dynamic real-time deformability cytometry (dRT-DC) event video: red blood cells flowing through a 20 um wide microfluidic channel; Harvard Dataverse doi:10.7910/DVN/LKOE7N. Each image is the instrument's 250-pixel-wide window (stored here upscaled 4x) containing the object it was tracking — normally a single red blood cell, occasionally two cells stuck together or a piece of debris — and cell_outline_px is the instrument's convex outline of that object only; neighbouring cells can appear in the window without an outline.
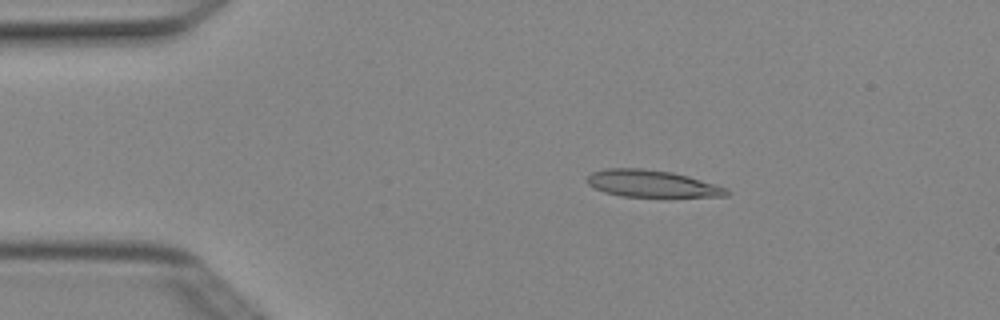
{"species": "Egyptian fruit bat (a non-hibernating species)", "species_latin": "Rousettus aegyptiacus", "temperature_condition": "cold", "stored_images_in_passage": 5, "camera_frame_rate_fps": 3000, "um_per_image_px": 0.085, "animal": {"sex": "female"}, "frame": {"image": 1, "passage_image": 3, "time_ms": 0.667, "image_size_px": [1000, 320], "cell_outline_px": [[732, 192], [728, 196], [620, 196], [604, 192], [588, 184], [584, 180], [592, 172], [604, 168], [644, 168], [672, 172], [688, 176], [728, 188]], "centroid_in_image_um": [55.39, 15.6], "position_along_channel_um": 29.6, "area_um2": 21.91}}
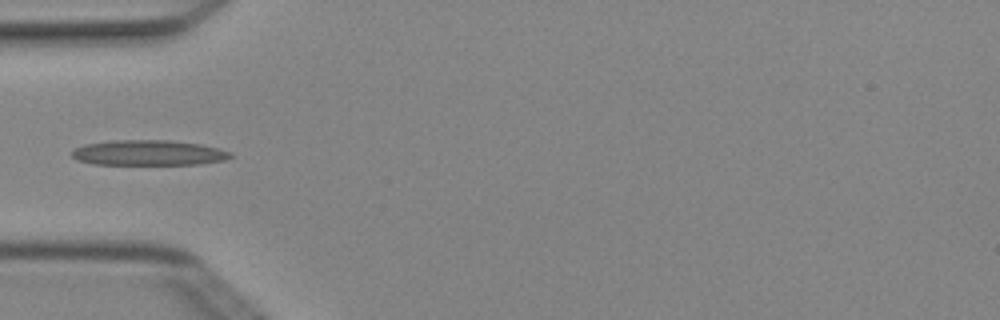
{"frame": {"image": 2, "passage_image": 5, "time_ms": 1.333, "image_size_px": [1000, 320], "cell_outline_px": [[232, 156], [224, 160], [200, 164], [92, 164], [76, 160], [72, 156], [72, 148], [84, 144], [108, 140], [172, 140], [200, 144], [232, 152]], "centroid_in_image_um": [12.57, 12.98], "position_along_channel_um": 72.4, "area_um2": 23.52}}